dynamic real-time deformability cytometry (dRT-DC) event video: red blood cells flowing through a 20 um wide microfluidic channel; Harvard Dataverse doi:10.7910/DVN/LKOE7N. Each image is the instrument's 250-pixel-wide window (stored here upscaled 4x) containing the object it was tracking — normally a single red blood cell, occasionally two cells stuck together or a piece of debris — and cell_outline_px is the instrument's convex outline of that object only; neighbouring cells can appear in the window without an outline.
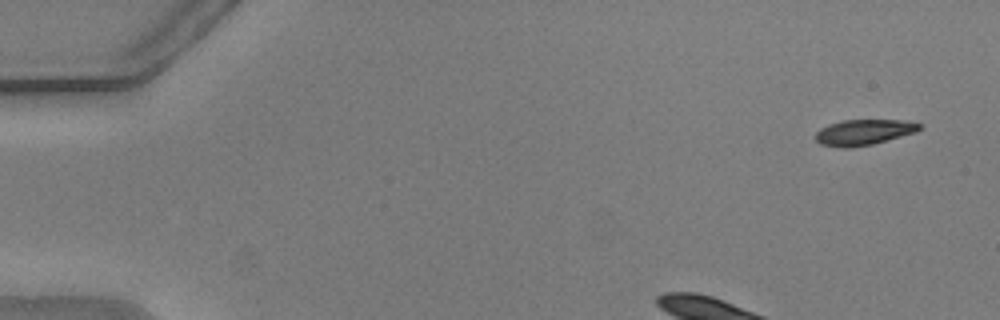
{"species": "common noctule bat (a hibernating species)", "species_latin": "Nyctalus noctula", "temperature_condition": "warm", "stored_images_in_passage": 51, "camera_frame_rate_fps": 3000, "um_per_image_px": 0.085, "animal": {"sex": "male", "body_mass_g": 20.5, "forearm_length_mm": 52.5}, "frame": {"image": 1, "passage_image": 3, "time_ms": 0.667, "image_size_px": [1000, 320], "cell_outline_px": [[920, 128], [916, 132], [872, 144], [848, 148], [844, 148], [820, 144], [816, 140], [816, 132], [820, 128], [828, 124], [844, 120], [904, 120], [920, 124]], "centroid_in_image_um": [73.38, 11.24], "position_along_channel_um": 11.6, "area_um2": 15.37}}
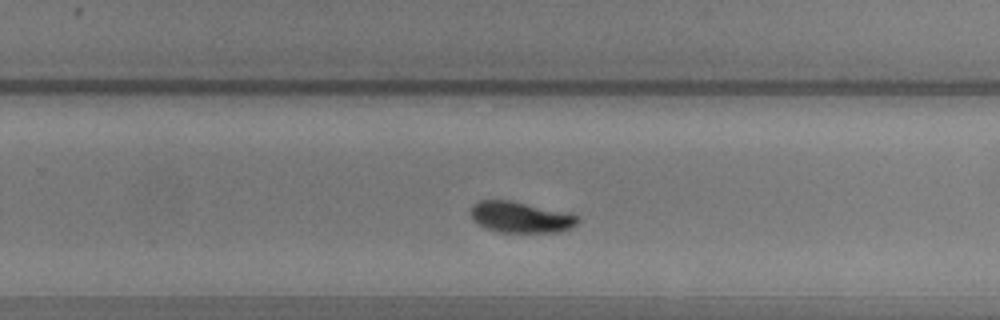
{"frame": {"image": 2, "passage_image": 31, "time_ms": 10.0, "image_size_px": [1000, 320], "cell_outline_px": [[580, 220], [572, 228], [560, 232], [500, 232], [488, 228], [480, 224], [472, 216], [472, 204], [480, 200], [508, 200], [572, 212], [580, 216]], "centroid_in_image_um": [44.37, 18.45], "position_along_channel_um": 285.4, "area_um2": 19.42}}
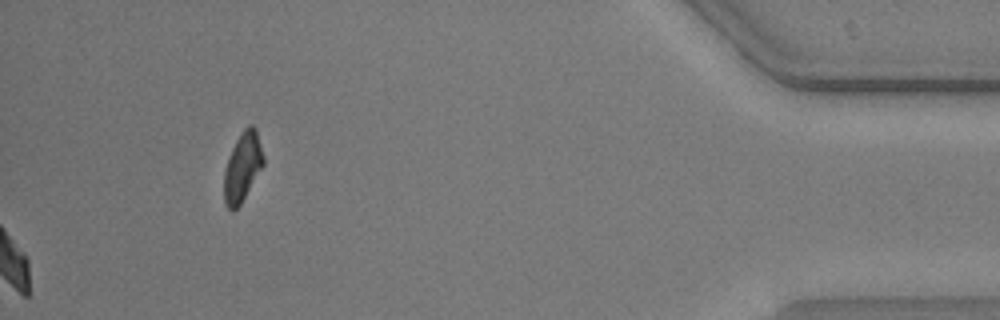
{"frame": {"image": 3, "passage_image": 51, "time_ms": 16.667, "image_size_px": [1000, 320], "cell_outline_px": [[264, 164], [240, 204], [232, 212], [224, 204], [224, 172], [228, 156], [236, 140], [244, 128], [248, 124], [252, 124], [256, 128], [264, 156]], "centroid_in_image_um": [20.61, 14.17], "position_along_channel_um": 414.6, "area_um2": 15.84}, "authors_computed_cell_mechanics": {"area_um2": 18.8428, "velocity_mm_per_s": 3.7228, "shape_relaxation_time_tau1_ms": 2.245, "shape_relaxation_time_tau2_ms": null, "deformation_change_tau1": 0.1127, "deformation_change_tau2": null}}